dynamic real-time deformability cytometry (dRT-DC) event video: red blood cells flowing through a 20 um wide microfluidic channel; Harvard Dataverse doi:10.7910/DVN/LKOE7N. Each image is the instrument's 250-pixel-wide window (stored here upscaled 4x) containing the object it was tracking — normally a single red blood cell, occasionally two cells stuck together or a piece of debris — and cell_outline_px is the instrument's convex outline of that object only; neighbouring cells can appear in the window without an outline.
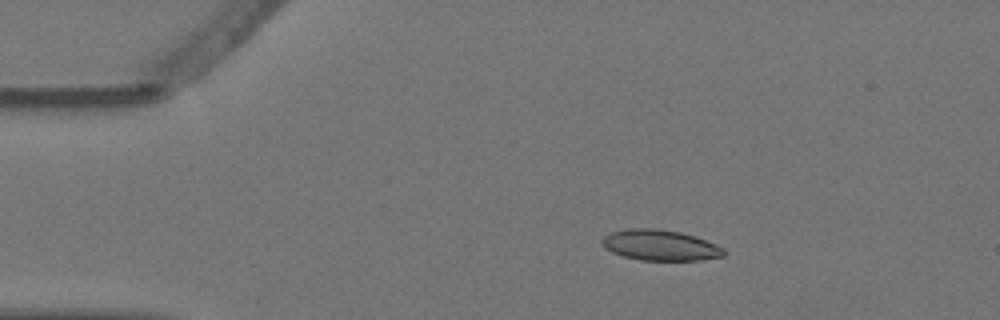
{"species": "Egyptian fruit bat (a non-hibernating species)", "species_latin": "Rousettus aegyptiacus", "temperature_condition": "warm", "stored_images_in_passage": 2, "camera_frame_rate_fps": 3000, "um_per_image_px": 0.085, "animal": {"sex": "female"}, "frame": {"image": 1, "passage_image": 1, "time_ms": 0.0, "image_size_px": [1000, 320], "cell_outline_px": [[728, 252], [724, 256], [704, 260], [640, 260], [624, 256], [612, 252], [604, 248], [600, 240], [604, 236], [612, 232], [628, 228], [656, 228], [680, 232], [716, 244], [724, 248]], "centroid_in_image_um": [56.12, 20.85], "position_along_channel_um": 28.9, "area_um2": 21.85}}